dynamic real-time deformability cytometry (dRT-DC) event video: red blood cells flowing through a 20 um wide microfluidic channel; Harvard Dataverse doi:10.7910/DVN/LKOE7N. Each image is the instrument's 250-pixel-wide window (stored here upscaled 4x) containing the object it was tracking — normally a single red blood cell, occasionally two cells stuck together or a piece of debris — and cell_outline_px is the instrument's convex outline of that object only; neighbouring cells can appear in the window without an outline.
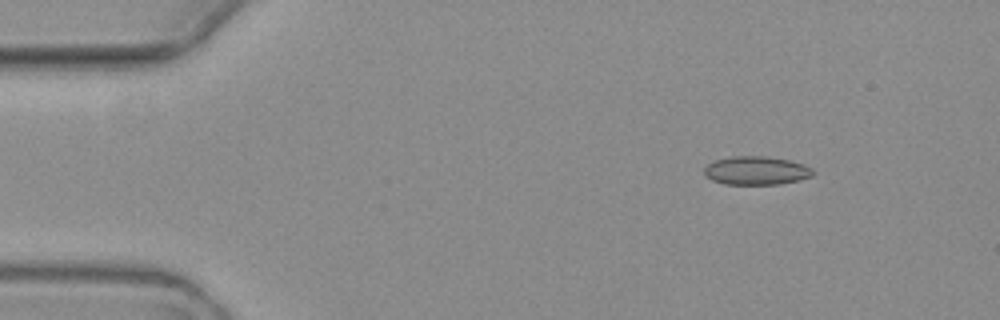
{"species": "common noctule bat (a hibernating species)", "species_latin": "Nyctalus noctula", "temperature_condition": "warm", "stored_images_in_passage": 7, "camera_frame_rate_fps": 3000, "um_per_image_px": 0.085, "animal": {"sex": "female", "body_mass_g": 19.3, "forearm_length_mm": 54.1}, "frame": {"image": 1, "passage_image": 2, "time_ms": 1.0, "image_size_px": [1000, 320], "cell_outline_px": [[816, 172], [812, 176], [800, 180], [780, 184], [724, 184], [712, 180], [704, 176], [704, 168], [712, 160], [732, 156], [764, 156], [788, 160], [804, 164], [812, 168]], "centroid_in_image_um": [64.28, 14.5], "position_along_channel_um": 20.7, "area_um2": 18.26}}
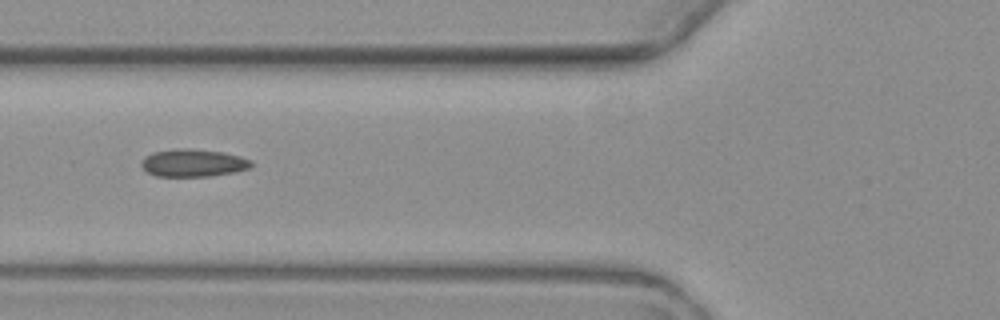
{"frame": {"image": 2, "passage_image": 6, "time_ms": 5.667, "image_size_px": [1000, 320], "cell_outline_px": [[252, 164], [248, 168], [236, 172], [208, 176], [156, 176], [148, 172], [140, 164], [140, 160], [144, 156], [152, 152], [176, 148], [188, 148], [224, 152], [240, 156], [252, 160]], "centroid_in_image_um": [16.4, 13.83], "position_along_channel_um": 109.4, "area_um2": 17.8}}
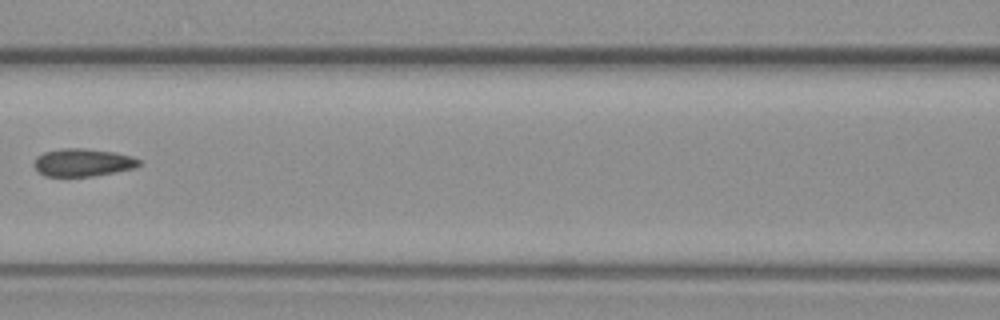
{"frame": {"image": 3, "passage_image": 7, "time_ms": 7.0, "image_size_px": [1000, 320], "cell_outline_px": [[140, 164], [132, 168], [116, 172], [92, 176], [44, 176], [36, 168], [36, 156], [44, 152], [60, 148], [84, 148], [116, 152], [132, 156], [140, 160]], "centroid_in_image_um": [7.05, 13.8], "position_along_channel_um": 159.5, "area_um2": 16.88}}